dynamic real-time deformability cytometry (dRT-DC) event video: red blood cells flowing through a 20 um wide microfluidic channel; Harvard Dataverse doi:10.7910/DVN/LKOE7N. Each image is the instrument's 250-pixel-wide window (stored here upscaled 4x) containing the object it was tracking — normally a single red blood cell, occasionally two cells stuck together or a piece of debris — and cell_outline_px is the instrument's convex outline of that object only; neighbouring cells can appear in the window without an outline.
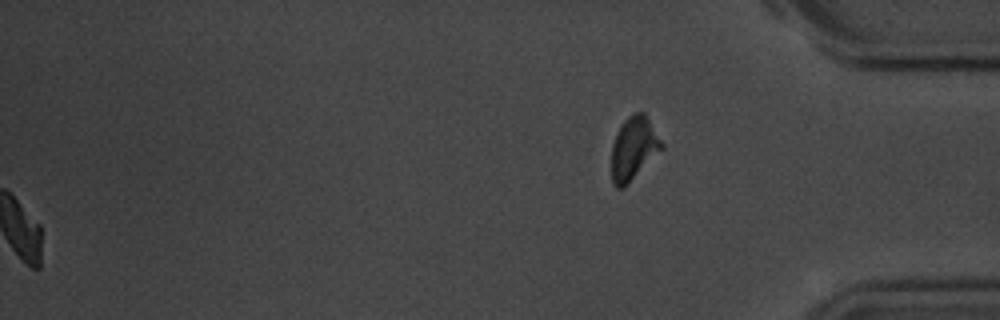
{"species": "common noctule bat (a hibernating species)", "species_latin": "Nyctalus noctula", "temperature_condition": "room temperature", "stored_images_in_passage": 56, "segment_of_instrument_passage": [2, 2], "camera_frame_rate_fps": 3000, "um_per_image_px": 0.085, "animal": {"sex": "male", "body_mass_g": 20.1, "forearm_length_mm": 53.5}, "frame": {"image": 1, "passage_image": 56, "time_ms": 18.333, "image_size_px": [1000, 320], "cell_outline_px": [[664, 148], [624, 188], [616, 188], [612, 184], [612, 144], [616, 132], [624, 120], [628, 116], [636, 112], [644, 112], [664, 144]], "centroid_in_image_um": [53.86, 12.62], "position_along_channel_um": 381.3, "area_um2": 18.55}}